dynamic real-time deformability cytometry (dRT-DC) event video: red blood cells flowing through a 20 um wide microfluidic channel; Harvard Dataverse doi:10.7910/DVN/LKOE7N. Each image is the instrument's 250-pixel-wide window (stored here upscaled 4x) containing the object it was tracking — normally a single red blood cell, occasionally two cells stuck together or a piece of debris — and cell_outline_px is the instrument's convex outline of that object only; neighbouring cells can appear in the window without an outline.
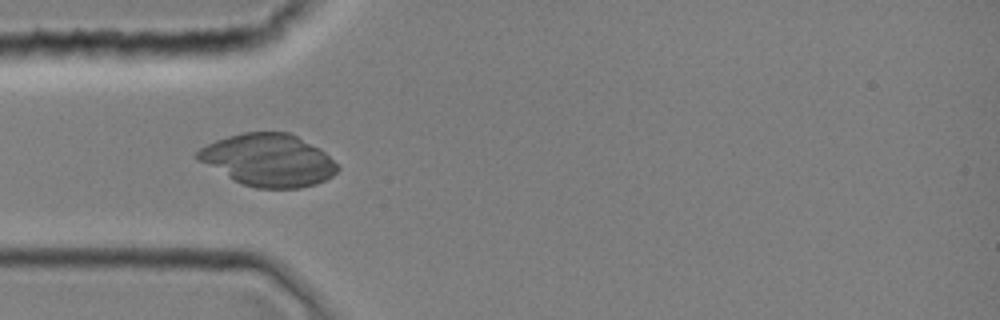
{"species": "common noctule bat (a hibernating species)", "species_latin": "Nyctalus noctula", "temperature_condition": "room temperature", "stored_images_in_passage": 22, "camera_frame_rate_fps": 3000, "um_per_image_px": 0.085, "animal": {"sex": "female", "body_mass_g": 19.0, "forearm_length_mm": 51.5}, "frame": {"image": 1, "passage_image": 4, "time_ms": 1.0, "image_size_px": [1000, 320], "cell_outline_px": [[340, 168], [332, 176], [316, 184], [300, 188], [256, 188], [244, 184], [196, 160], [192, 156], [200, 148], [216, 140], [228, 136], [244, 132], [288, 132], [320, 148]], "centroid_in_image_um": [22.8, 13.6], "position_along_channel_um": 62.2, "area_um2": 42.31}}
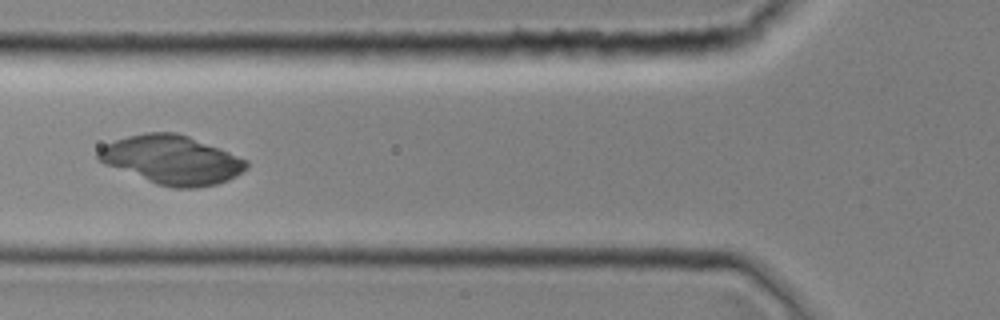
{"frame": {"image": 2, "passage_image": 7, "time_ms": 2.0, "image_size_px": [1000, 320], "cell_outline_px": [[248, 168], [236, 176], [228, 180], [216, 184], [196, 188], [172, 188], [156, 184], [104, 164], [96, 160], [96, 152], [104, 144], [128, 136], [144, 132], [176, 132], [188, 136], [220, 148], [248, 160]], "centroid_in_image_um": [14.59, 13.59], "position_along_channel_um": 111.2, "area_um2": 42.25}}